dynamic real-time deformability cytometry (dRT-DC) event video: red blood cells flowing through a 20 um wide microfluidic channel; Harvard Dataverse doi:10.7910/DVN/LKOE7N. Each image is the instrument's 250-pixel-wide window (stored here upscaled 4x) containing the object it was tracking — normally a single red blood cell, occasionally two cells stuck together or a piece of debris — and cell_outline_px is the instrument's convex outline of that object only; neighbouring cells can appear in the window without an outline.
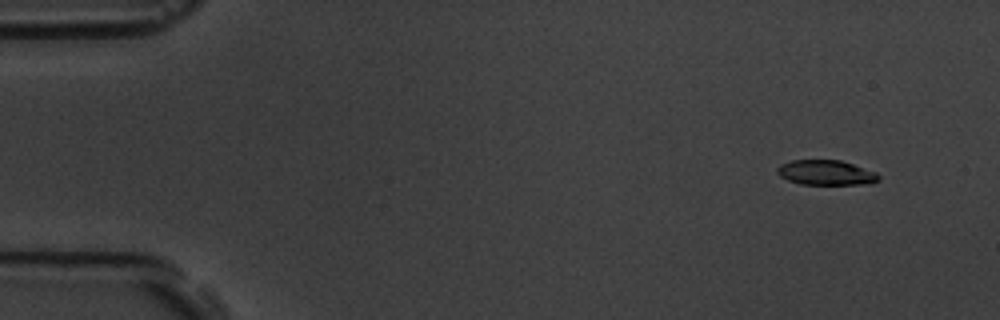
{"species": "common noctule bat (a hibernating species)", "species_latin": "Nyctalus noctula", "temperature_condition": "room temperature", "stored_images_in_passage": 9, "camera_frame_rate_fps": 3000, "um_per_image_px": 0.085, "animal": {"sex": "male", "body_mass_g": 19.5, "forearm_length_mm": 54.6}, "frame": {"image": 1, "passage_image": 2, "time_ms": 1.333, "image_size_px": [1000, 320], "cell_outline_px": [[880, 180], [872, 184], [800, 184], [788, 180], [780, 176], [776, 172], [776, 168], [780, 164], [792, 160], [840, 160], [876, 172], [880, 176]], "centroid_in_image_um": [70.21, 14.68], "position_along_channel_um": 14.8, "area_um2": 14.8}}
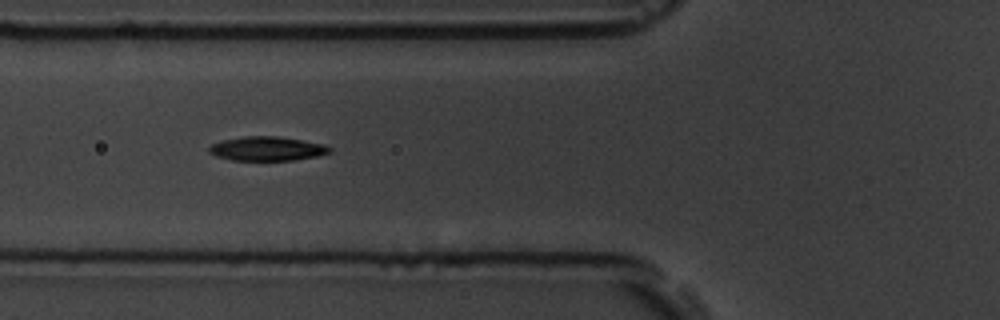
{"frame": {"image": 2, "passage_image": 7, "time_ms": 7.0, "image_size_px": [1000, 320], "cell_outline_px": [[332, 152], [316, 156], [296, 160], [232, 160], [216, 156], [208, 152], [208, 148], [212, 144], [224, 140], [244, 136], [276, 136], [324, 144], [332, 148]], "centroid_in_image_um": [22.71, 12.64], "position_along_channel_um": 103.1, "area_um2": 16.88}}
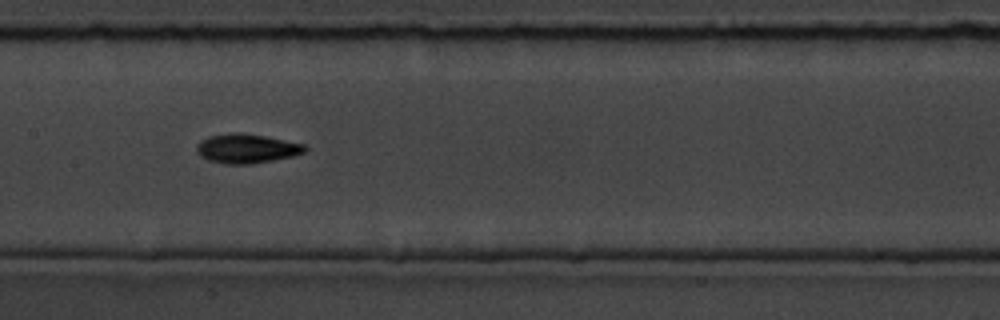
{"frame": {"image": 3, "passage_image": 9, "time_ms": 9.333, "image_size_px": [1000, 320], "cell_outline_px": [[308, 148], [304, 152], [292, 156], [252, 164], [224, 164], [208, 160], [200, 156], [196, 152], [196, 144], [200, 140], [208, 136], [232, 132], [240, 132], [264, 136], [304, 144]], "centroid_in_image_um": [20.91, 12.62], "position_along_channel_um": 186.5, "area_um2": 18.55}}